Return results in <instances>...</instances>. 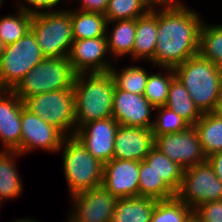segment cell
Instances as JSON below:
<instances>
[{"instance_id": "ba28073f", "label": "cell", "mask_w": 222, "mask_h": 222, "mask_svg": "<svg viewBox=\"0 0 222 222\" xmlns=\"http://www.w3.org/2000/svg\"><path fill=\"white\" fill-rule=\"evenodd\" d=\"M43 59L45 57L31 30L17 42L7 45L0 59V90H13Z\"/></svg>"}, {"instance_id": "8d00e7d4", "label": "cell", "mask_w": 222, "mask_h": 222, "mask_svg": "<svg viewBox=\"0 0 222 222\" xmlns=\"http://www.w3.org/2000/svg\"><path fill=\"white\" fill-rule=\"evenodd\" d=\"M109 0H81L82 11L105 14Z\"/></svg>"}, {"instance_id": "52a82bcc", "label": "cell", "mask_w": 222, "mask_h": 222, "mask_svg": "<svg viewBox=\"0 0 222 222\" xmlns=\"http://www.w3.org/2000/svg\"><path fill=\"white\" fill-rule=\"evenodd\" d=\"M24 105L29 111L58 129L65 137L74 136L76 123L73 88L28 97L24 100Z\"/></svg>"}, {"instance_id": "5bb4252c", "label": "cell", "mask_w": 222, "mask_h": 222, "mask_svg": "<svg viewBox=\"0 0 222 222\" xmlns=\"http://www.w3.org/2000/svg\"><path fill=\"white\" fill-rule=\"evenodd\" d=\"M153 109L143 94L130 93L115 86L112 117L119 125L151 129Z\"/></svg>"}, {"instance_id": "9a60e30c", "label": "cell", "mask_w": 222, "mask_h": 222, "mask_svg": "<svg viewBox=\"0 0 222 222\" xmlns=\"http://www.w3.org/2000/svg\"><path fill=\"white\" fill-rule=\"evenodd\" d=\"M108 52L106 37L74 40L68 59L76 74L105 73L112 67L104 59Z\"/></svg>"}, {"instance_id": "7c38bea8", "label": "cell", "mask_w": 222, "mask_h": 222, "mask_svg": "<svg viewBox=\"0 0 222 222\" xmlns=\"http://www.w3.org/2000/svg\"><path fill=\"white\" fill-rule=\"evenodd\" d=\"M65 136L54 126L29 111L25 105L21 113V154L39 148L58 152ZM25 152V153H24Z\"/></svg>"}, {"instance_id": "ac0fdd59", "label": "cell", "mask_w": 222, "mask_h": 222, "mask_svg": "<svg viewBox=\"0 0 222 222\" xmlns=\"http://www.w3.org/2000/svg\"><path fill=\"white\" fill-rule=\"evenodd\" d=\"M154 143L152 129L119 125L115 137L113 158L140 162L154 147Z\"/></svg>"}, {"instance_id": "836d02e7", "label": "cell", "mask_w": 222, "mask_h": 222, "mask_svg": "<svg viewBox=\"0 0 222 222\" xmlns=\"http://www.w3.org/2000/svg\"><path fill=\"white\" fill-rule=\"evenodd\" d=\"M155 109L159 110V115L153 121L151 128L154 138L164 134L181 132L191 126L185 119L166 106H160Z\"/></svg>"}, {"instance_id": "e0dca14e", "label": "cell", "mask_w": 222, "mask_h": 222, "mask_svg": "<svg viewBox=\"0 0 222 222\" xmlns=\"http://www.w3.org/2000/svg\"><path fill=\"white\" fill-rule=\"evenodd\" d=\"M24 101L12 90H0V140L7 151L21 154V113Z\"/></svg>"}, {"instance_id": "9c48e42d", "label": "cell", "mask_w": 222, "mask_h": 222, "mask_svg": "<svg viewBox=\"0 0 222 222\" xmlns=\"http://www.w3.org/2000/svg\"><path fill=\"white\" fill-rule=\"evenodd\" d=\"M176 196L194 210L203 203L222 200V181L207 160L184 169Z\"/></svg>"}, {"instance_id": "d6986e66", "label": "cell", "mask_w": 222, "mask_h": 222, "mask_svg": "<svg viewBox=\"0 0 222 222\" xmlns=\"http://www.w3.org/2000/svg\"><path fill=\"white\" fill-rule=\"evenodd\" d=\"M156 5L159 6V3H155L146 15L136 19L135 41L133 46L134 59L144 58L150 62L153 60L157 44Z\"/></svg>"}, {"instance_id": "f546056e", "label": "cell", "mask_w": 222, "mask_h": 222, "mask_svg": "<svg viewBox=\"0 0 222 222\" xmlns=\"http://www.w3.org/2000/svg\"><path fill=\"white\" fill-rule=\"evenodd\" d=\"M18 11L16 16L0 18V39L6 46L17 42L30 30L33 15L22 8Z\"/></svg>"}, {"instance_id": "5b68a950", "label": "cell", "mask_w": 222, "mask_h": 222, "mask_svg": "<svg viewBox=\"0 0 222 222\" xmlns=\"http://www.w3.org/2000/svg\"><path fill=\"white\" fill-rule=\"evenodd\" d=\"M75 76L68 57L45 58L12 91L24 101L44 92L73 88Z\"/></svg>"}, {"instance_id": "ab89813d", "label": "cell", "mask_w": 222, "mask_h": 222, "mask_svg": "<svg viewBox=\"0 0 222 222\" xmlns=\"http://www.w3.org/2000/svg\"><path fill=\"white\" fill-rule=\"evenodd\" d=\"M186 222H203L197 214L193 211L190 216L187 218Z\"/></svg>"}, {"instance_id": "60d3db41", "label": "cell", "mask_w": 222, "mask_h": 222, "mask_svg": "<svg viewBox=\"0 0 222 222\" xmlns=\"http://www.w3.org/2000/svg\"><path fill=\"white\" fill-rule=\"evenodd\" d=\"M155 3H159V4H162V3H176L178 2V0H153Z\"/></svg>"}, {"instance_id": "7a4b0ae2", "label": "cell", "mask_w": 222, "mask_h": 222, "mask_svg": "<svg viewBox=\"0 0 222 222\" xmlns=\"http://www.w3.org/2000/svg\"><path fill=\"white\" fill-rule=\"evenodd\" d=\"M76 74L73 84L76 130L112 117L115 83L109 72ZM87 78V79H86Z\"/></svg>"}, {"instance_id": "3957f363", "label": "cell", "mask_w": 222, "mask_h": 222, "mask_svg": "<svg viewBox=\"0 0 222 222\" xmlns=\"http://www.w3.org/2000/svg\"><path fill=\"white\" fill-rule=\"evenodd\" d=\"M174 71L200 112H213L222 93V68L197 54Z\"/></svg>"}, {"instance_id": "1f68e13d", "label": "cell", "mask_w": 222, "mask_h": 222, "mask_svg": "<svg viewBox=\"0 0 222 222\" xmlns=\"http://www.w3.org/2000/svg\"><path fill=\"white\" fill-rule=\"evenodd\" d=\"M109 73L112 75L117 88L134 94H144L149 77L144 68L128 66L120 73L115 71V68L112 66Z\"/></svg>"}, {"instance_id": "6da1fadb", "label": "cell", "mask_w": 222, "mask_h": 222, "mask_svg": "<svg viewBox=\"0 0 222 222\" xmlns=\"http://www.w3.org/2000/svg\"><path fill=\"white\" fill-rule=\"evenodd\" d=\"M162 5L163 9L157 11V44L151 63L175 68L198 54L203 22L181 1Z\"/></svg>"}, {"instance_id": "7402d4cb", "label": "cell", "mask_w": 222, "mask_h": 222, "mask_svg": "<svg viewBox=\"0 0 222 222\" xmlns=\"http://www.w3.org/2000/svg\"><path fill=\"white\" fill-rule=\"evenodd\" d=\"M165 106L185 119L191 126H194L202 116L187 89L177 77L170 84Z\"/></svg>"}, {"instance_id": "83f0119b", "label": "cell", "mask_w": 222, "mask_h": 222, "mask_svg": "<svg viewBox=\"0 0 222 222\" xmlns=\"http://www.w3.org/2000/svg\"><path fill=\"white\" fill-rule=\"evenodd\" d=\"M153 0H109L105 11L107 24L116 20H131L143 17L153 7Z\"/></svg>"}, {"instance_id": "2e32d148", "label": "cell", "mask_w": 222, "mask_h": 222, "mask_svg": "<svg viewBox=\"0 0 222 222\" xmlns=\"http://www.w3.org/2000/svg\"><path fill=\"white\" fill-rule=\"evenodd\" d=\"M102 186L117 199L139 197V161L113 158L105 163Z\"/></svg>"}, {"instance_id": "e575fe53", "label": "cell", "mask_w": 222, "mask_h": 222, "mask_svg": "<svg viewBox=\"0 0 222 222\" xmlns=\"http://www.w3.org/2000/svg\"><path fill=\"white\" fill-rule=\"evenodd\" d=\"M193 211L203 222H222V200L203 203Z\"/></svg>"}, {"instance_id": "cb8c5ba5", "label": "cell", "mask_w": 222, "mask_h": 222, "mask_svg": "<svg viewBox=\"0 0 222 222\" xmlns=\"http://www.w3.org/2000/svg\"><path fill=\"white\" fill-rule=\"evenodd\" d=\"M165 184L176 194L181 186L184 168L171 161L155 146L144 159Z\"/></svg>"}, {"instance_id": "8992f818", "label": "cell", "mask_w": 222, "mask_h": 222, "mask_svg": "<svg viewBox=\"0 0 222 222\" xmlns=\"http://www.w3.org/2000/svg\"><path fill=\"white\" fill-rule=\"evenodd\" d=\"M30 30L45 58L68 57L73 39L70 11H43L34 14Z\"/></svg>"}, {"instance_id": "f1b7e54d", "label": "cell", "mask_w": 222, "mask_h": 222, "mask_svg": "<svg viewBox=\"0 0 222 222\" xmlns=\"http://www.w3.org/2000/svg\"><path fill=\"white\" fill-rule=\"evenodd\" d=\"M198 54L222 68V25H202Z\"/></svg>"}, {"instance_id": "603a6c76", "label": "cell", "mask_w": 222, "mask_h": 222, "mask_svg": "<svg viewBox=\"0 0 222 222\" xmlns=\"http://www.w3.org/2000/svg\"><path fill=\"white\" fill-rule=\"evenodd\" d=\"M194 128L207 157L222 151V118L213 112L204 113L194 125Z\"/></svg>"}, {"instance_id": "44dd1931", "label": "cell", "mask_w": 222, "mask_h": 222, "mask_svg": "<svg viewBox=\"0 0 222 222\" xmlns=\"http://www.w3.org/2000/svg\"><path fill=\"white\" fill-rule=\"evenodd\" d=\"M70 18L74 40L107 36L108 22L104 14L70 10Z\"/></svg>"}, {"instance_id": "f35d334b", "label": "cell", "mask_w": 222, "mask_h": 222, "mask_svg": "<svg viewBox=\"0 0 222 222\" xmlns=\"http://www.w3.org/2000/svg\"><path fill=\"white\" fill-rule=\"evenodd\" d=\"M213 113L216 114L218 117L222 118V93L217 101V105Z\"/></svg>"}, {"instance_id": "d6a6232c", "label": "cell", "mask_w": 222, "mask_h": 222, "mask_svg": "<svg viewBox=\"0 0 222 222\" xmlns=\"http://www.w3.org/2000/svg\"><path fill=\"white\" fill-rule=\"evenodd\" d=\"M163 69L169 72L165 77L161 73L149 74L143 94L154 108L165 106L168 99L170 84L176 77L174 68Z\"/></svg>"}, {"instance_id": "277c9868", "label": "cell", "mask_w": 222, "mask_h": 222, "mask_svg": "<svg viewBox=\"0 0 222 222\" xmlns=\"http://www.w3.org/2000/svg\"><path fill=\"white\" fill-rule=\"evenodd\" d=\"M60 149L64 150L63 168L71 196L102 185L104 164L77 138L65 137Z\"/></svg>"}, {"instance_id": "484cf974", "label": "cell", "mask_w": 222, "mask_h": 222, "mask_svg": "<svg viewBox=\"0 0 222 222\" xmlns=\"http://www.w3.org/2000/svg\"><path fill=\"white\" fill-rule=\"evenodd\" d=\"M117 24L110 32V36H106L107 47L110 54L119 56L132 55L135 41L136 19L131 20H116Z\"/></svg>"}, {"instance_id": "b9f144b4", "label": "cell", "mask_w": 222, "mask_h": 222, "mask_svg": "<svg viewBox=\"0 0 222 222\" xmlns=\"http://www.w3.org/2000/svg\"><path fill=\"white\" fill-rule=\"evenodd\" d=\"M5 47L6 45L4 44V42L0 39V59L5 51Z\"/></svg>"}, {"instance_id": "8fae6325", "label": "cell", "mask_w": 222, "mask_h": 222, "mask_svg": "<svg viewBox=\"0 0 222 222\" xmlns=\"http://www.w3.org/2000/svg\"><path fill=\"white\" fill-rule=\"evenodd\" d=\"M71 197L75 211L67 222H111L117 198L102 185Z\"/></svg>"}, {"instance_id": "4316f807", "label": "cell", "mask_w": 222, "mask_h": 222, "mask_svg": "<svg viewBox=\"0 0 222 222\" xmlns=\"http://www.w3.org/2000/svg\"><path fill=\"white\" fill-rule=\"evenodd\" d=\"M139 196L165 200L176 194L165 184L161 177L145 160L139 162Z\"/></svg>"}, {"instance_id": "4dcf8cb0", "label": "cell", "mask_w": 222, "mask_h": 222, "mask_svg": "<svg viewBox=\"0 0 222 222\" xmlns=\"http://www.w3.org/2000/svg\"><path fill=\"white\" fill-rule=\"evenodd\" d=\"M192 212L177 196L157 200L150 222H186Z\"/></svg>"}, {"instance_id": "d590c367", "label": "cell", "mask_w": 222, "mask_h": 222, "mask_svg": "<svg viewBox=\"0 0 222 222\" xmlns=\"http://www.w3.org/2000/svg\"><path fill=\"white\" fill-rule=\"evenodd\" d=\"M25 1L34 6V8L35 7L38 8V10H36L33 7L31 8V7H26L24 5H18L20 6L19 8L25 9L28 13L32 15L43 12L41 9H48V8L50 9L60 2V0H25Z\"/></svg>"}, {"instance_id": "7bdbcfd3", "label": "cell", "mask_w": 222, "mask_h": 222, "mask_svg": "<svg viewBox=\"0 0 222 222\" xmlns=\"http://www.w3.org/2000/svg\"><path fill=\"white\" fill-rule=\"evenodd\" d=\"M12 222H37V221H35V220H30V219H20V220H17V221H12Z\"/></svg>"}, {"instance_id": "ffe728a7", "label": "cell", "mask_w": 222, "mask_h": 222, "mask_svg": "<svg viewBox=\"0 0 222 222\" xmlns=\"http://www.w3.org/2000/svg\"><path fill=\"white\" fill-rule=\"evenodd\" d=\"M156 202L141 196L117 199L111 222H150Z\"/></svg>"}, {"instance_id": "30bf717a", "label": "cell", "mask_w": 222, "mask_h": 222, "mask_svg": "<svg viewBox=\"0 0 222 222\" xmlns=\"http://www.w3.org/2000/svg\"><path fill=\"white\" fill-rule=\"evenodd\" d=\"M154 146L184 169L207 161L194 126L155 137Z\"/></svg>"}, {"instance_id": "74e56055", "label": "cell", "mask_w": 222, "mask_h": 222, "mask_svg": "<svg viewBox=\"0 0 222 222\" xmlns=\"http://www.w3.org/2000/svg\"><path fill=\"white\" fill-rule=\"evenodd\" d=\"M207 160L212 165L216 176L222 181V151L211 154Z\"/></svg>"}, {"instance_id": "4fadbf2b", "label": "cell", "mask_w": 222, "mask_h": 222, "mask_svg": "<svg viewBox=\"0 0 222 222\" xmlns=\"http://www.w3.org/2000/svg\"><path fill=\"white\" fill-rule=\"evenodd\" d=\"M118 122L109 117L88 122L78 128L74 134L88 152L103 164L113 159Z\"/></svg>"}, {"instance_id": "d4e9b609", "label": "cell", "mask_w": 222, "mask_h": 222, "mask_svg": "<svg viewBox=\"0 0 222 222\" xmlns=\"http://www.w3.org/2000/svg\"><path fill=\"white\" fill-rule=\"evenodd\" d=\"M21 155L17 151L1 150L0 152V204L2 200L12 199L22 192V182L13 158Z\"/></svg>"}]
</instances>
